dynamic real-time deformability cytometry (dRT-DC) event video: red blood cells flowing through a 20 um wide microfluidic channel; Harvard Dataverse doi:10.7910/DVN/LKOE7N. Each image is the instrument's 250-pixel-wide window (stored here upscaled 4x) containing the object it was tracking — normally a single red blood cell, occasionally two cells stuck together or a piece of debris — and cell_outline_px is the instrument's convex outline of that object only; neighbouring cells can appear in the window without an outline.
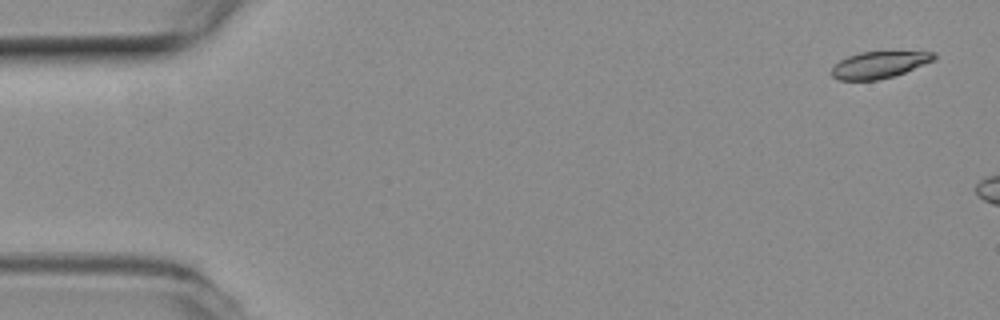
{"species": "common noctule bat (a hibernating species)", "species_latin": "Nyctalus noctula", "temperature_condition": "room temperature", "stored_images_in_passage": 2, "camera_frame_rate_fps": 3000, "um_per_image_px": 0.085, "animal": {"sex": "female", "body_mass_g": 19.3, "forearm_length_mm": 54.1}, "frame": {"image": 1, "passage_image": 2, "time_ms": 0.333, "image_size_px": [1000, 320], "cell_outline_px": [[936, 60], [904, 72], [892, 76], [876, 80], [840, 80], [832, 76], [828, 72], [840, 60], [848, 56], [860, 52], [936, 52]], "centroid_in_image_um": [74.71, 5.51], "position_along_channel_um": 10.3, "area_um2": 15.84}}